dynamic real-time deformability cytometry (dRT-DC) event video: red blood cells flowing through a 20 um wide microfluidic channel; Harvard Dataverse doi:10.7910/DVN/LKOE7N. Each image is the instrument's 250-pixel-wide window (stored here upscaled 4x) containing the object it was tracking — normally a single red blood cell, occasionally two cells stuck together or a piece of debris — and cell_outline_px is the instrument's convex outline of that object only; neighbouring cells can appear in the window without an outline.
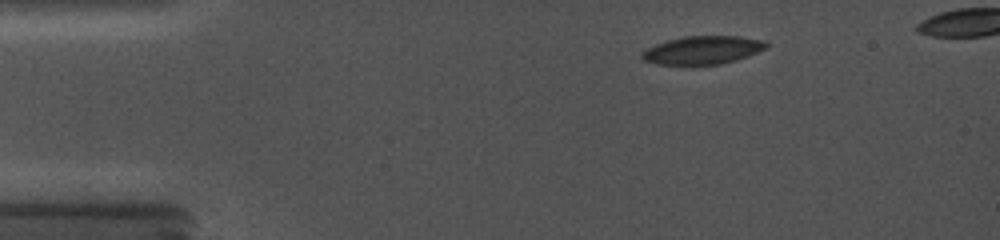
{"species": "common noctule bat (a hibernating species)", "species_latin": "Nyctalus noctula", "temperature_condition": "cold", "stored_images_in_passage": 11, "camera_frame_rate_fps": 5000, "um_per_image_px": 0.085, "animal": {"sex": "female", "body_mass_g": 19.0, "forearm_length_mm": 56.7}, "frame": {"image": 1, "passage_image": 1, "time_ms": 0.0, "image_size_px": [1000, 240], "cell_outline_px": [[768, 48], [748, 56], [736, 60], [720, 64], [656, 64], [644, 60], [640, 56], [640, 52], [656, 44], [668, 40], [684, 36], [740, 36], [764, 40], [768, 44]], "centroid_in_image_um": [59.75, 4.25], "position_along_channel_um": 25.3, "area_um2": 20.4}}